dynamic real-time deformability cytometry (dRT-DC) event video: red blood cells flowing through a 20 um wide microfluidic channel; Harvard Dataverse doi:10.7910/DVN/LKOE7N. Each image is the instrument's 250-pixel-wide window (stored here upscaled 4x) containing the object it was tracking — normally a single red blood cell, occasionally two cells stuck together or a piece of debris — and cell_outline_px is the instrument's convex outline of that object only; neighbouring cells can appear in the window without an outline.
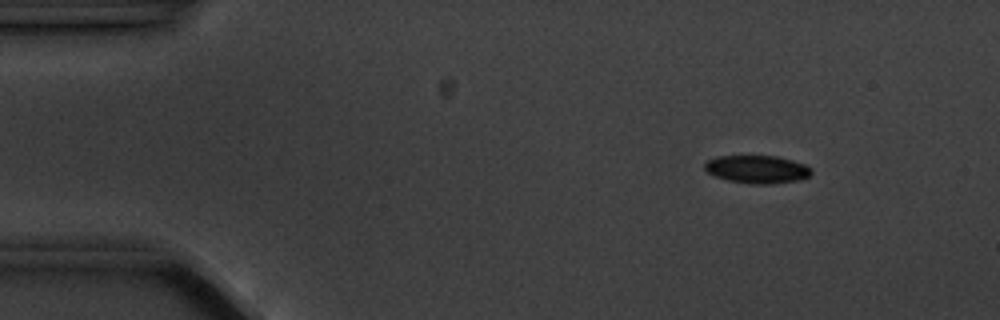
{"species": "common noctule bat (a hibernating species)", "species_latin": "Nyctalus noctula", "temperature_condition": "cold", "stored_images_in_passage": 4, "camera_frame_rate_fps": 3000, "um_per_image_px": 0.085, "animal": {"sex": "male", "body_mass_g": 20.1, "forearm_length_mm": 53.5}, "frame": {"image": 1, "passage_image": 2, "time_ms": 1.0, "image_size_px": [1000, 320], "cell_outline_px": [[812, 172], [808, 176], [800, 180], [768, 184], [752, 184], [728, 180], [716, 176], [708, 172], [704, 168], [704, 164], [708, 160], [716, 156], [776, 156], [792, 160], [804, 164], [812, 168]], "centroid_in_image_um": [64.36, 14.39], "position_along_channel_um": 20.6, "area_um2": 17.28}}